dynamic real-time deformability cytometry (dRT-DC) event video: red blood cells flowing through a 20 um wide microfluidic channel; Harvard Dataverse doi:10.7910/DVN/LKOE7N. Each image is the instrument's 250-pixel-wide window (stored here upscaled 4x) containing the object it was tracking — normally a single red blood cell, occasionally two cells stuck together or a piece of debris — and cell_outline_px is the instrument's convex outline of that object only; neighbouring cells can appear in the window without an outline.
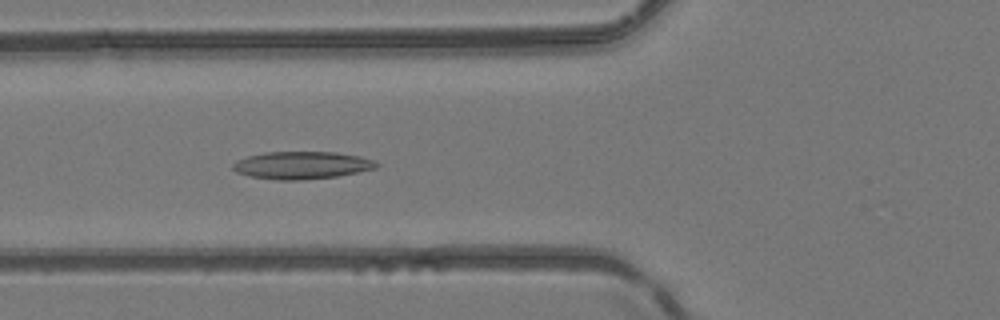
{"species": "common noctule bat (a hibernating species)", "species_latin": "Nyctalus noctula", "temperature_condition": "room temperature", "stored_images_in_passage": 26, "camera_frame_rate_fps": 3000, "um_per_image_px": 0.085, "animal": {"sex": "female", "body_mass_g": 24.6, "forearm_length_mm": 56.2}, "frame": {"image": 1, "passage_image": 3, "time_ms": 0.667, "image_size_px": [1000, 320], "cell_outline_px": [[380, 164], [376, 168], [336, 176], [300, 180], [276, 180], [252, 176], [236, 172], [232, 168], [232, 164], [236, 160], [248, 156], [264, 152], [336, 152], [360, 156], [376, 160]], "centroid_in_image_um": [25.66, 14.03], "position_along_channel_um": 100.1, "area_um2": 23.0}}
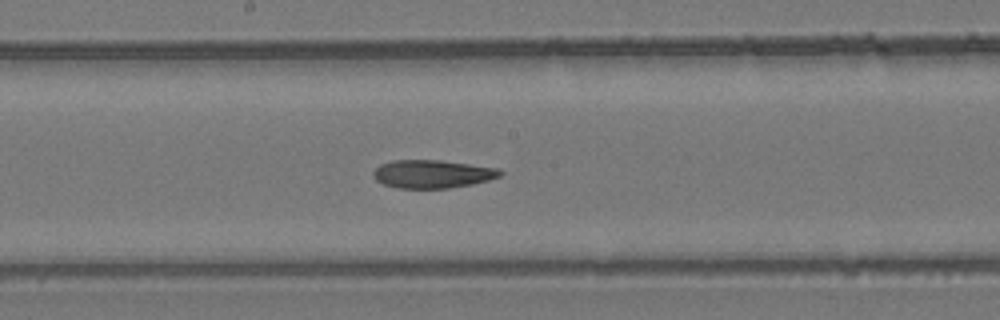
{"frame": {"image": 2, "passage_image": 11, "time_ms": 3.333, "image_size_px": [1000, 320], "cell_outline_px": [[504, 172], [500, 176], [488, 180], [472, 184], [448, 188], [396, 188], [384, 184], [376, 180], [372, 176], [372, 172], [380, 164], [392, 160], [440, 160], [496, 168]], "centroid_in_image_um": [36.71, 14.79], "position_along_channel_um": 211.5, "area_um2": 20.75}}
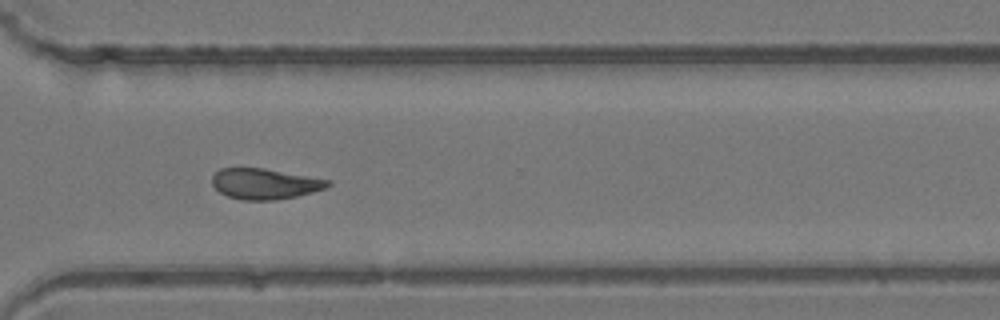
{"frame": {"image": 3, "passage_image": 21, "time_ms": 6.667, "image_size_px": [1000, 320], "cell_outline_px": [[332, 184], [324, 188], [312, 192], [296, 196], [276, 200], [244, 200], [228, 196], [220, 192], [212, 184], [212, 176], [220, 168], [264, 168], [332, 180]], "centroid_in_image_um": [22.52, 15.61], "position_along_channel_um": 348.1, "area_um2": 20.63}, "authors_computed_cell_mechanics": {"area_um2": 21.3282, "velocity_mm_per_s": 4.1208, "shape_relaxation_time_tau1_ms": 9.8777, "shape_relaxation_time_tau2_ms": 6.271, "deformation_change_tau1": 0.2393, "deformation_change_tau2": 0.1587}}